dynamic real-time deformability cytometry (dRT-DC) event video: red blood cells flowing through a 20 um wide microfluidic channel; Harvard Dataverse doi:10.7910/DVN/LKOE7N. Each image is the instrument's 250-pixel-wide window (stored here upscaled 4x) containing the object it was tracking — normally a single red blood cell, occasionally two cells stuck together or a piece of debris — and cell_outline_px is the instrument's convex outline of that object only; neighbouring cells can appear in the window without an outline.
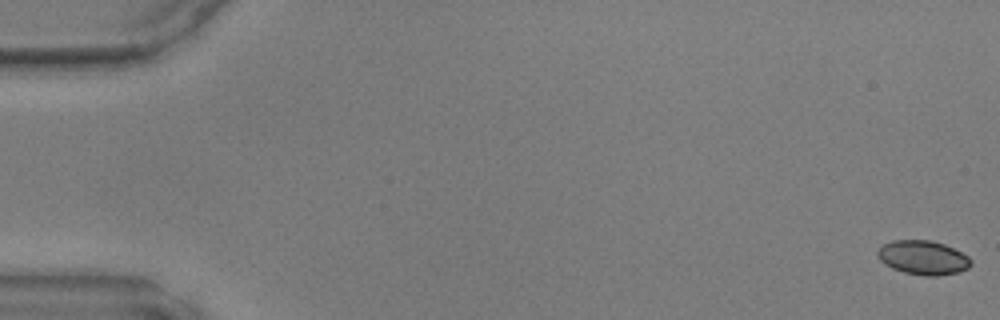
{"species": "common noctule bat (a hibernating species)", "species_latin": "Nyctalus noctula", "temperature_condition": "warm", "stored_images_in_passage": 48, "camera_frame_rate_fps": 3000, "um_per_image_px": 0.085, "animal": {"sex": "male", "body_mass_g": 17.9, "forearm_length_mm": 54.2}, "frame": {"image": 1, "passage_image": 1, "time_ms": 0.0, "image_size_px": [1000, 320], "cell_outline_px": [[972, 264], [968, 268], [960, 272], [936, 276], [924, 276], [904, 272], [892, 268], [884, 264], [880, 260], [876, 252], [884, 244], [892, 240], [932, 240], [944, 244], [968, 256], [972, 260]], "centroid_in_image_um": [78.47, 21.9], "position_along_channel_um": 6.5, "area_um2": 18.61}}
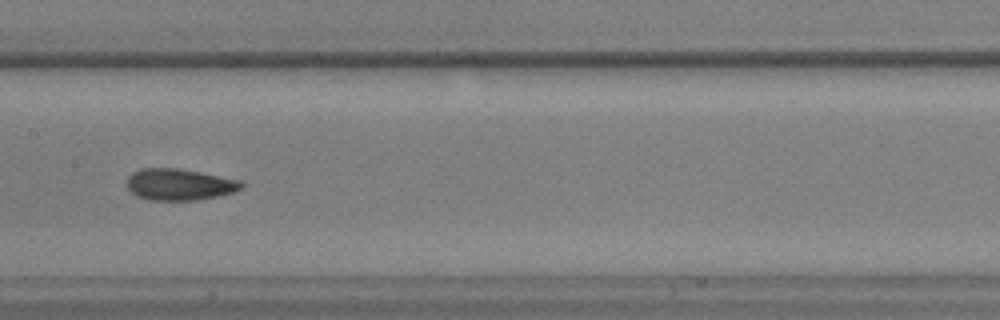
{"frame": {"image": 2, "passage_image": 25, "time_ms": 8.0, "image_size_px": [1000, 320], "cell_outline_px": [[244, 188], [236, 192], [196, 200], [148, 200], [136, 196], [128, 188], [128, 176], [132, 172], [140, 168], [176, 168], [200, 172], [244, 180]], "centroid_in_image_um": [15.3, 15.68], "position_along_channel_um": 192.1, "area_um2": 21.27}}
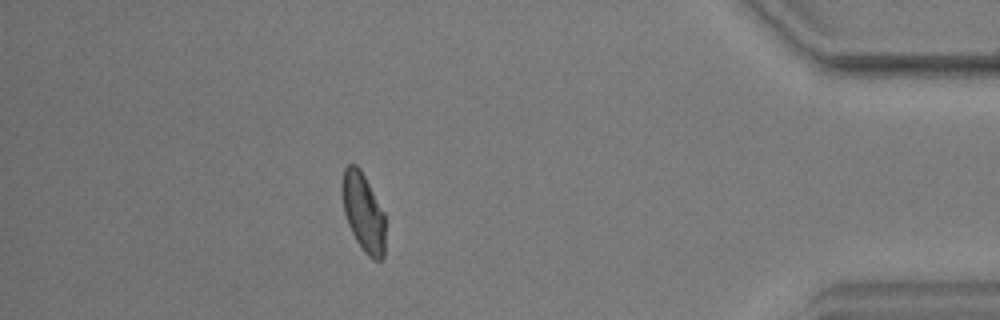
{"frame": {"image": 3, "passage_image": 43, "time_ms": 14.0, "image_size_px": [1000, 320], "cell_outline_px": [[384, 256], [380, 260], [372, 260], [360, 248], [348, 224], [344, 212], [340, 192], [340, 184], [344, 168], [348, 164], [356, 164], [360, 168], [384, 212]], "centroid_in_image_um": [30.85, 18.02], "position_along_channel_um": 404.4, "area_um2": 20.0}}